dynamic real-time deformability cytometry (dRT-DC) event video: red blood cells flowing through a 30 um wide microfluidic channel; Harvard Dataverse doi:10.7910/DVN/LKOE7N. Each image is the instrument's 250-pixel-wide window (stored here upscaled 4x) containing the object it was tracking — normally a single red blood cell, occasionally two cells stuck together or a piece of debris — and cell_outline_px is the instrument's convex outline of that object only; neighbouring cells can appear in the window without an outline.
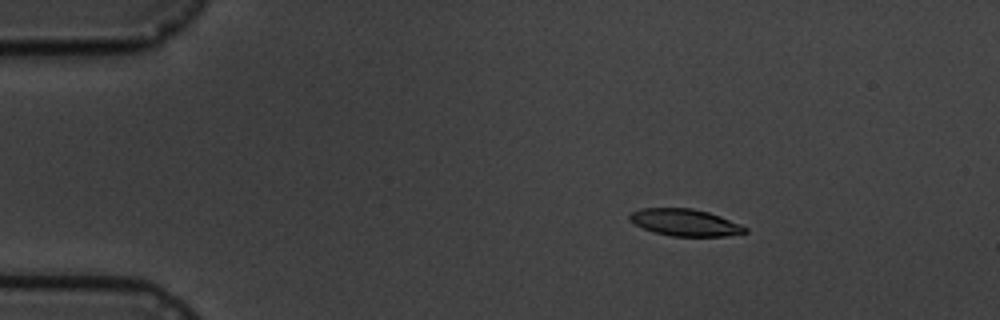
{"species": "common noctule bat (a hibernating species)", "species_latin": "Nyctalus noctula", "temperature_condition": "cold", "stored_images_in_passage": 5, "camera_frame_rate_fps": 3000, "um_per_image_px": 0.085, "animal": {"sex": "male", "body_mass_g": 19.5, "forearm_length_mm": 54.6}, "frame": {"image": 1, "passage_image": 3, "time_ms": 2.0, "image_size_px": [1000, 320], "cell_outline_px": [[748, 232], [724, 236], [672, 236], [652, 232], [628, 220], [628, 216], [632, 212], [640, 208], [692, 208], [708, 212], [720, 216], [740, 224], [748, 228]], "centroid_in_image_um": [58.22, 18.91], "position_along_channel_um": 26.8, "area_um2": 18.09}}